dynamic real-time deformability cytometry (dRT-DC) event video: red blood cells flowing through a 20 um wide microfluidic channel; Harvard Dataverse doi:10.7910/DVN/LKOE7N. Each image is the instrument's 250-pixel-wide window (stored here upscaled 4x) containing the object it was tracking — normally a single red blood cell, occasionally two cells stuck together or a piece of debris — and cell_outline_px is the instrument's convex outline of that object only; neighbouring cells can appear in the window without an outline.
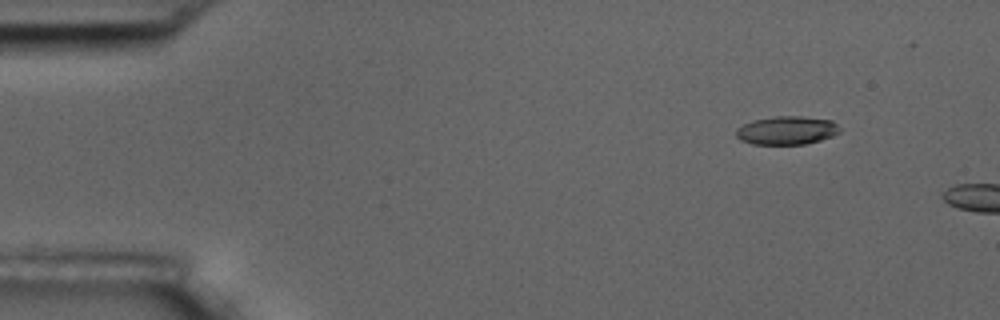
{"species": "common noctule bat (a hibernating species)", "species_latin": "Nyctalus noctula", "temperature_condition": "room temperature", "stored_images_in_passage": 3, "camera_frame_rate_fps": 3000, "um_per_image_px": 0.085, "animal": {"sex": "male", "body_mass_g": 17.5, "forearm_length_mm": 52.3}, "frame": {"image": 1, "passage_image": 1, "time_ms": 0.0, "image_size_px": [1000, 320], "cell_outline_px": [[840, 132], [832, 136], [820, 140], [804, 144], [752, 144], [740, 140], [736, 136], [736, 128], [752, 120], [776, 116], [800, 116], [832, 120], [840, 128]], "centroid_in_image_um": [66.86, 11.08], "position_along_channel_um": 18.1, "area_um2": 17.17}}